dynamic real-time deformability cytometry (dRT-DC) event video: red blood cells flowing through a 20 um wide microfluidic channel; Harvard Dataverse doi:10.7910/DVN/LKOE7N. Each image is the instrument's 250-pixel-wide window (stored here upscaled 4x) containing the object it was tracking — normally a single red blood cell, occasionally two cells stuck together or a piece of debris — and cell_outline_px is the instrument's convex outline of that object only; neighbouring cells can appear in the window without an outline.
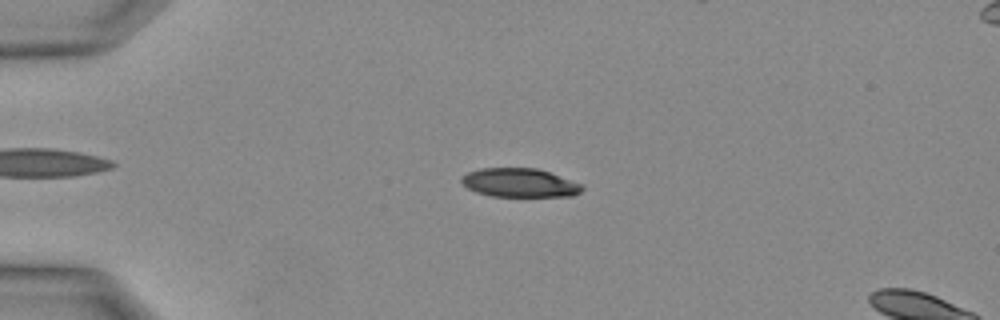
{"species": "Egyptian fruit bat (a non-hibernating species)", "species_latin": "Rousettus aegyptiacus", "temperature_condition": "warm", "stored_images_in_passage": 8, "camera_frame_rate_fps": 3000, "um_per_image_px": 0.085, "animal": {"sex": "female"}, "frame": {"image": 1, "passage_image": 5, "time_ms": 1.333, "image_size_px": [1000, 320], "cell_outline_px": [[584, 188], [580, 192], [572, 196], [492, 196], [476, 192], [468, 188], [460, 180], [468, 172], [480, 168], [536, 168], [548, 172], [580, 184]], "centroid_in_image_um": [44.14, 15.54], "position_along_channel_um": 40.9, "area_um2": 19.88}}